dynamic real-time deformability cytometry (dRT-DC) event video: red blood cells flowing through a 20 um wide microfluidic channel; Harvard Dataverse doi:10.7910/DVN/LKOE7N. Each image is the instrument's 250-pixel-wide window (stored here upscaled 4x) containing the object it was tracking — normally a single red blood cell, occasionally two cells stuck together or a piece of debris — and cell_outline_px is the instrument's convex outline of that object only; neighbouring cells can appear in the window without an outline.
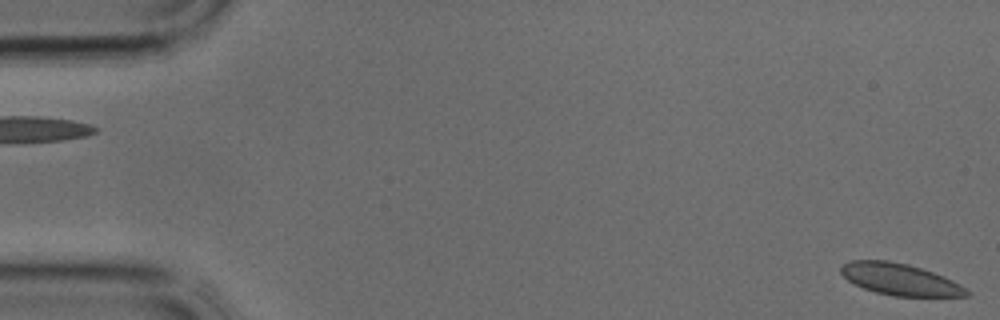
{"species": "common noctule bat (a hibernating species)", "species_latin": "Nyctalus noctula", "temperature_condition": "cold", "stored_images_in_passage": 6, "camera_frame_rate_fps": 3000, "um_per_image_px": 0.085, "animal": {"sex": "male", "body_mass_g": 17.9, "forearm_length_mm": 54.2}, "frame": {"image": 1, "passage_image": 1, "time_ms": 0.0, "image_size_px": [1000, 320], "cell_outline_px": [[968, 296], [892, 296], [876, 292], [864, 288], [848, 280], [840, 272], [840, 268], [844, 264], [852, 260], [888, 260], [908, 264], [944, 276], [960, 284], [968, 292]], "centroid_in_image_um": [76.48, 23.74], "position_along_channel_um": 8.5, "area_um2": 22.89}}